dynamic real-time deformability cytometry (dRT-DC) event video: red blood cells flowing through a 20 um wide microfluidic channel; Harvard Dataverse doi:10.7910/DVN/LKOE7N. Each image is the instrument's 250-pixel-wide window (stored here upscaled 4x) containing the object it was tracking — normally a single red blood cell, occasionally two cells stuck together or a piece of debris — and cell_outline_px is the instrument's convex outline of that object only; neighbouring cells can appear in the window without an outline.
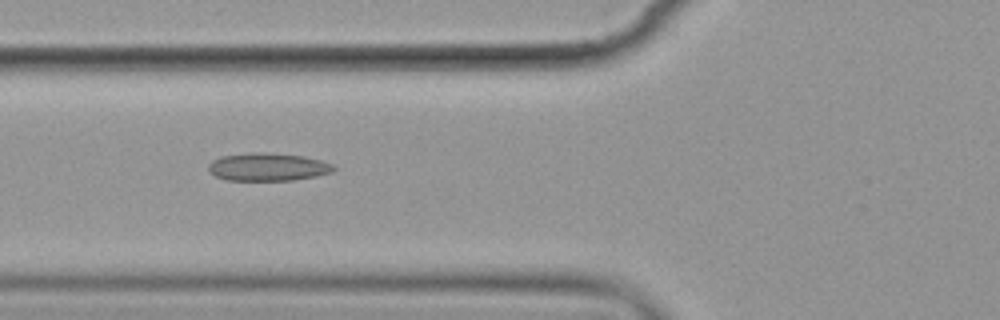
{"species": "common noctule bat (a hibernating species)", "species_latin": "Nyctalus noctula", "temperature_condition": "cold", "stored_images_in_passage": 7, "camera_frame_rate_fps": 3000, "um_per_image_px": 0.085, "animal": {"sex": "female", "body_mass_g": 19.9}, "frame": {"image": 1, "passage_image": 6, "time_ms": 7.0, "image_size_px": [1000, 320], "cell_outline_px": [[336, 168], [332, 172], [316, 176], [292, 180], [228, 180], [216, 176], [208, 172], [208, 164], [212, 160], [220, 156], [252, 152], [268, 152], [304, 156], [320, 160], [332, 164]], "centroid_in_image_um": [22.74, 14.18], "position_along_channel_um": 103.1, "area_um2": 20.46}}
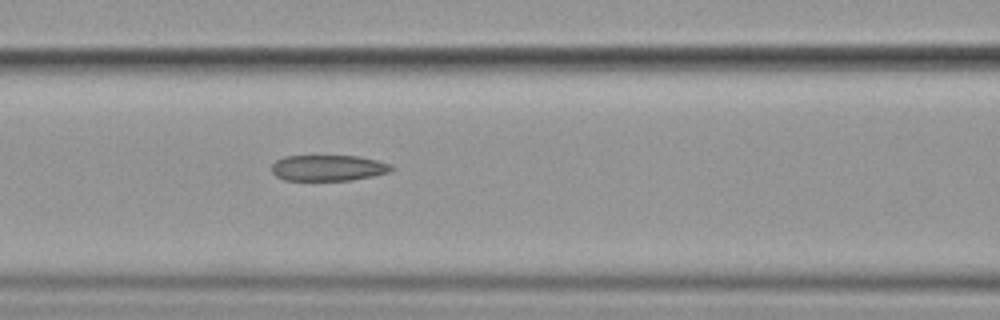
{"frame": {"image": 2, "passage_image": 7, "time_ms": 8.0, "image_size_px": [1000, 320], "cell_outline_px": [[396, 168], [388, 172], [372, 176], [352, 180], [284, 180], [276, 176], [272, 172], [272, 164], [276, 160], [284, 156], [356, 156], [376, 160], [392, 164]], "centroid_in_image_um": [27.9, 14.27], "position_along_channel_um": 138.7, "area_um2": 18.09}}